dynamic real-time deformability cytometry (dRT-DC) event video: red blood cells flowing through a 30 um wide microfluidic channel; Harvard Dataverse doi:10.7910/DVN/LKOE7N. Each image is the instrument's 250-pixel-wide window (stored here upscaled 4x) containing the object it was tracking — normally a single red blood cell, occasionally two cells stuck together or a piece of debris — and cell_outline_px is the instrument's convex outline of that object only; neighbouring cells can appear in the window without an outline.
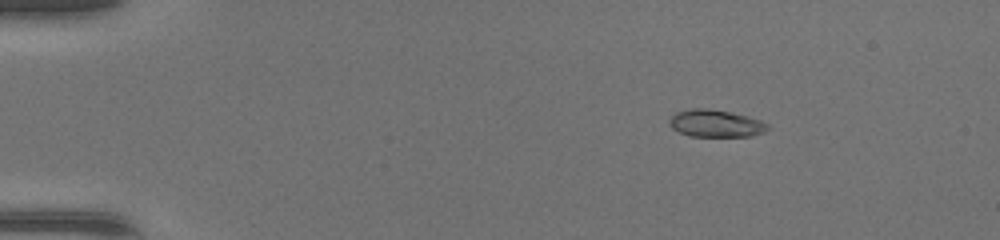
{"species": "common noctule bat (a hibernating species)", "species_latin": "Nyctalus noctula", "temperature_condition": "warm", "stored_images_in_passage": 44, "camera_frame_rate_fps": 3000, "um_per_image_px": 0.085, "animal": {"sex": "female", "body_mass_g": 17.0, "forearm_length_mm": 48.0}, "frame": {"image": 1, "passage_image": 4, "time_ms": 1.0, "image_size_px": [1000, 240], "cell_outline_px": [[768, 128], [764, 132], [752, 136], [688, 136], [672, 128], [668, 124], [668, 120], [676, 112], [688, 108], [708, 108], [748, 116], [760, 120], [768, 124]], "centroid_in_image_um": [60.8, 10.49], "position_along_channel_um": 24.2, "area_um2": 15.66}}
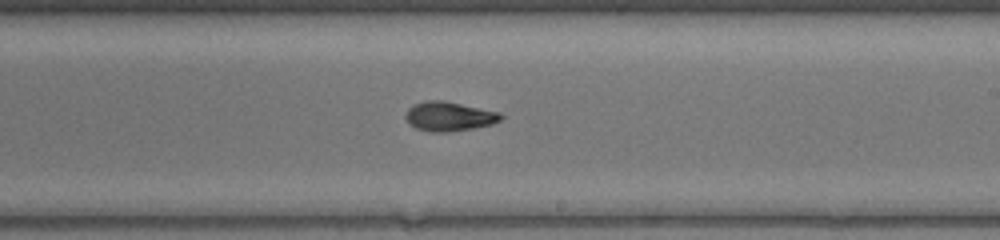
{"frame": {"image": 2, "passage_image": 26, "time_ms": 8.333, "image_size_px": [1000, 240], "cell_outline_px": [[504, 116], [500, 120], [492, 124], [472, 128], [448, 132], [428, 132], [416, 128], [408, 124], [404, 116], [408, 108], [416, 104], [428, 100], [444, 100], [500, 112]], "centroid_in_image_um": [38.15, 9.89], "position_along_channel_um": 250.8, "area_um2": 16.36}}
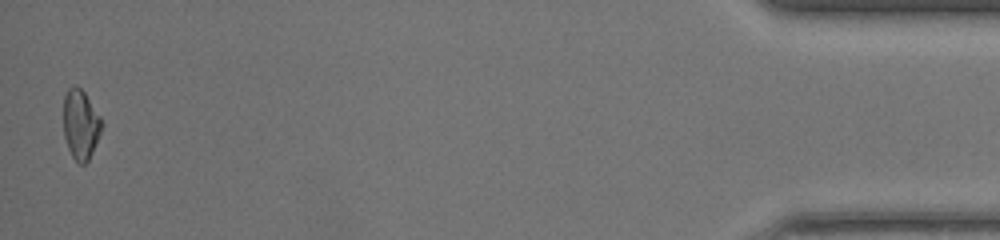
{"frame": {"image": 3, "passage_image": 44, "time_ms": 14.333, "image_size_px": [1000, 240], "cell_outline_px": [[104, 124], [88, 160], [84, 164], [80, 164], [72, 156], [68, 148], [64, 136], [64, 96], [68, 88], [80, 88], [84, 92], [100, 116]], "centroid_in_image_um": [6.86, 10.59], "position_along_channel_um": 428.3, "area_um2": 15.2}, "authors_computed_cell_mechanics": {"area_um2": 15.7505, "velocity_mm_per_s": 4.424, "shape_relaxation_time_tau1_ms": 9.2236, "shape_relaxation_time_tau2_ms": 1.827, "deformation_change_tau1": 0.31, "deformation_change_tau2": 0.0617}}